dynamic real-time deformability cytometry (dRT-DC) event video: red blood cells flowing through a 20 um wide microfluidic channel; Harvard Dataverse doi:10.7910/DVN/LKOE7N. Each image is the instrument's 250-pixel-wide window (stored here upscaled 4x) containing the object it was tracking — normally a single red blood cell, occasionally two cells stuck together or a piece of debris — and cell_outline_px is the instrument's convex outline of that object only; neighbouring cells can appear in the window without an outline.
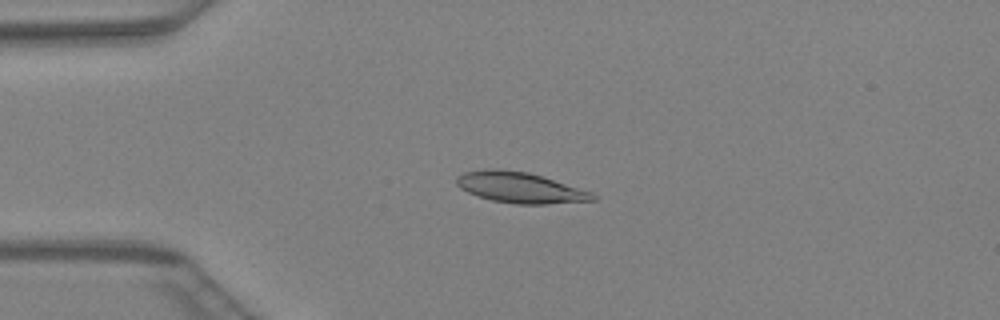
{"species": "Egyptian fruit bat (a non-hibernating species)", "species_latin": "Rousettus aegyptiacus", "temperature_condition": "warm", "stored_images_in_passage": 39, "camera_frame_rate_fps": 3000, "um_per_image_px": 0.085, "animal": {"sex": "female"}, "frame": {"image": 1, "passage_image": 4, "time_ms": 1.0, "image_size_px": [1000, 320], "cell_outline_px": [[596, 200], [544, 204], [516, 204], [492, 200], [468, 192], [460, 188], [456, 184], [456, 176], [464, 172], [484, 168], [500, 168], [528, 172], [592, 192], [596, 196]], "centroid_in_image_um": [44.16, 15.93], "position_along_channel_um": 40.8, "area_um2": 24.33}}
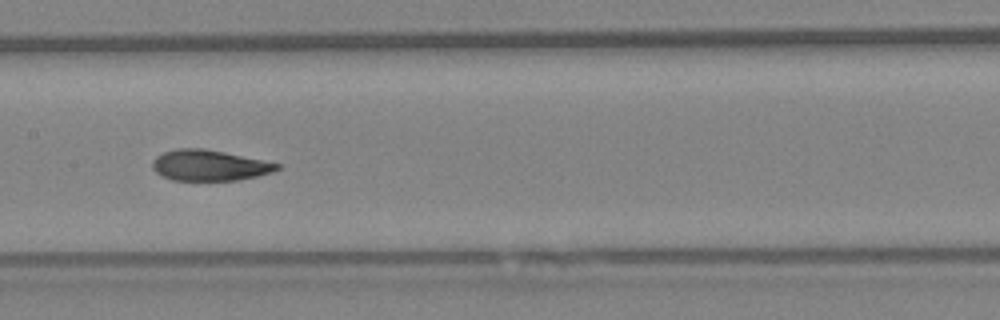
{"frame": {"image": 2, "passage_image": 16, "time_ms": 5.0, "image_size_px": [1000, 320], "cell_outline_px": [[280, 168], [272, 172], [256, 176], [236, 180], [172, 180], [156, 172], [152, 168], [152, 160], [156, 156], [164, 152], [176, 148], [204, 148], [224, 152], [280, 164]], "centroid_in_image_um": [17.75, 14.05], "position_along_channel_um": 189.6, "area_um2": 22.14}}
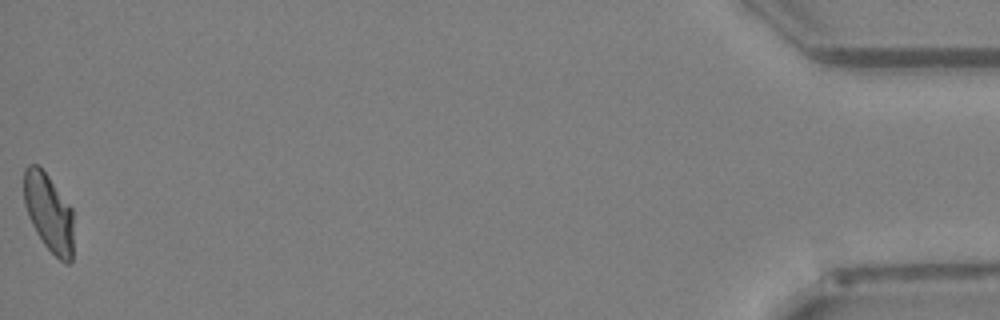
{"frame": {"image": 3, "passage_image": 39, "time_ms": 12.667, "image_size_px": [1000, 320], "cell_outline_px": [[72, 260], [68, 264], [64, 264], [44, 244], [36, 232], [28, 216], [24, 204], [24, 168], [28, 164], [36, 164], [48, 176], [72, 208]], "centroid_in_image_um": [4.13, 18.07], "position_along_channel_um": 431.1, "area_um2": 22.37}}